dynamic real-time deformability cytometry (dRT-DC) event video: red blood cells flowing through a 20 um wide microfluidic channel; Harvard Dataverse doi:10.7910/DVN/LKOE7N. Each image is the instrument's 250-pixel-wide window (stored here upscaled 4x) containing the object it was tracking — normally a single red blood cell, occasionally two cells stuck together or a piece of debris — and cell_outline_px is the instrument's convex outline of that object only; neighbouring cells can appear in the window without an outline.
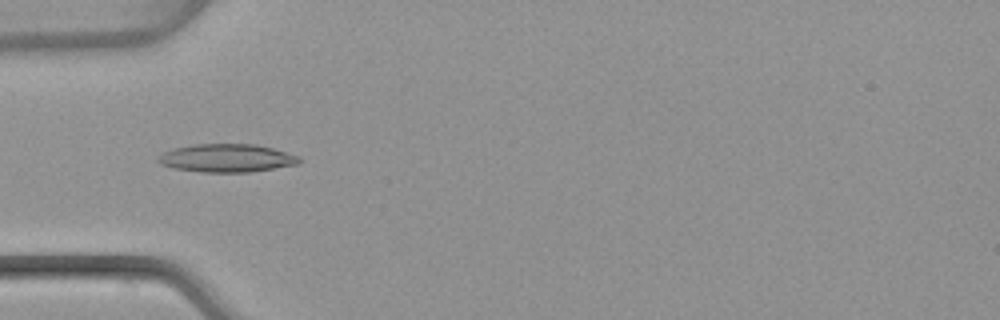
{"species": "common noctule bat (a hibernating species)", "species_latin": "Nyctalus noctula", "temperature_condition": "warm", "stored_images_in_passage": 50, "camera_frame_rate_fps": 3000, "um_per_image_px": 0.085, "animal": {"sex": "female", "body_mass_g": 22.7, "forearm_length_mm": 54.2}, "frame": {"image": 1, "passage_image": 16, "time_ms": 5.0, "image_size_px": [1000, 320], "cell_outline_px": [[300, 164], [248, 172], [200, 172], [172, 168], [160, 164], [156, 160], [156, 156], [172, 148], [192, 144], [256, 144], [272, 148], [300, 156]], "centroid_in_image_um": [19.23, 13.43], "position_along_channel_um": 65.8, "area_um2": 23.35}}
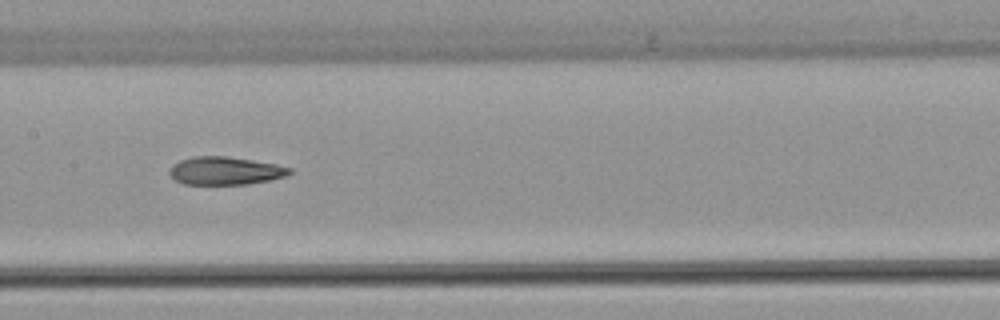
{"frame": {"image": 2, "passage_image": 25, "time_ms": 8.0, "image_size_px": [1000, 320], "cell_outline_px": [[292, 172], [288, 176], [248, 184], [184, 184], [176, 180], [168, 172], [172, 164], [180, 160], [192, 156], [224, 156], [252, 160], [276, 164], [292, 168]], "centroid_in_image_um": [19.15, 14.51], "position_along_channel_um": 188.3, "area_um2": 19.59}}
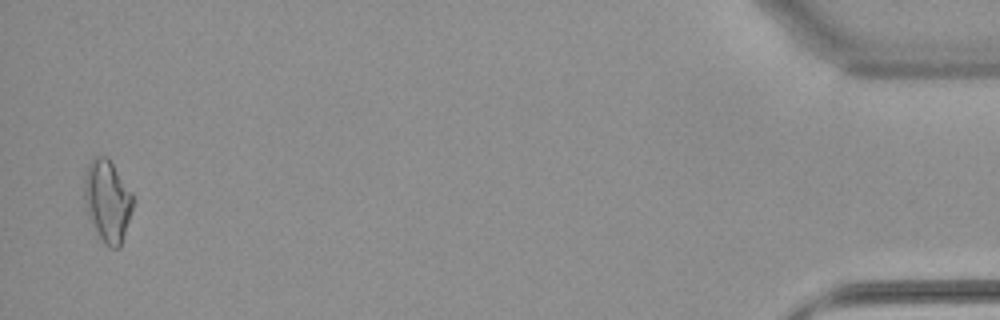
{"frame": {"image": 3, "passage_image": 49, "time_ms": 16.0, "image_size_px": [1000, 320], "cell_outline_px": [[136, 200], [120, 248], [108, 248], [104, 244], [92, 224], [88, 216], [84, 204], [84, 172], [92, 156], [104, 156], [112, 164], [132, 192]], "centroid_in_image_um": [9.13, 17.09], "position_along_channel_um": 426.1, "area_um2": 23.58}, "authors_computed_cell_mechanics": {"area_um2": 20.5768, "velocity_mm_per_s": 4.092, "shape_relaxation_time_tau1_ms": null, "shape_relaxation_time_tau2_ms": 3.1832, "deformation_change_tau1": null, "deformation_change_tau2": 0.1187}}